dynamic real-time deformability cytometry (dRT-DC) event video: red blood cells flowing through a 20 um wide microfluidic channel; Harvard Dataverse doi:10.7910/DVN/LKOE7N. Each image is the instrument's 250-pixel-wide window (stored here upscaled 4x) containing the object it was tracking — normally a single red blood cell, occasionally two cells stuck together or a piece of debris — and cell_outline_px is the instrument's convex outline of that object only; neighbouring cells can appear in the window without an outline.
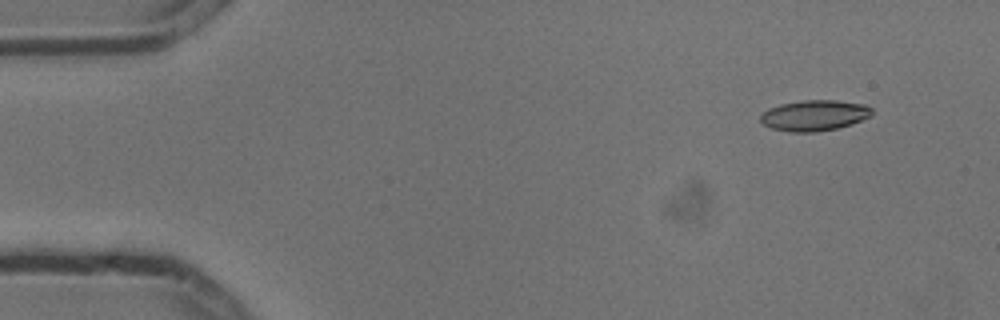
{"species": "common noctule bat (a hibernating species)", "species_latin": "Nyctalus noctula", "temperature_condition": "cold", "stored_images_in_passage": 5, "segment_of_instrument_passage": [1, 2], "camera_frame_rate_fps": 3000, "um_per_image_px": 0.085, "animal": {"sex": "male", "body_mass_g": 13.3}, "frame": {"image": 1, "passage_image": 1, "time_ms": 0.0, "image_size_px": [1000, 320], "cell_outline_px": [[872, 116], [852, 124], [836, 128], [816, 132], [788, 132], [772, 128], [764, 124], [760, 120], [760, 116], [768, 108], [780, 104], [804, 100], [836, 100], [864, 104], [872, 108]], "centroid_in_image_um": [69.23, 9.81], "position_along_channel_um": 15.8, "area_um2": 20.0}}